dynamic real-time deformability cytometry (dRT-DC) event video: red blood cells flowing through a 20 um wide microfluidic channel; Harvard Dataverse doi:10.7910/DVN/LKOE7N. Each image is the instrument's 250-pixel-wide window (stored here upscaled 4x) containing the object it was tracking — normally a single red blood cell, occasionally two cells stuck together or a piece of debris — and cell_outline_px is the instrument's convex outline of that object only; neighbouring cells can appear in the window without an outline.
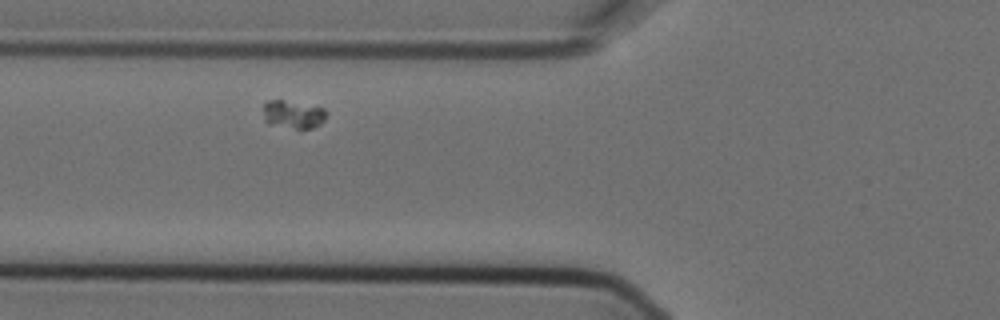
{"species": "Egyptian fruit bat (a non-hibernating species)", "species_latin": "Rousettus aegyptiacus", "temperature_condition": "cold", "stored_images_in_passage": 8, "segment_of_instrument_passage": [2, 2], "camera_frame_rate_fps": 3000, "um_per_image_px": 0.085, "animal": {"sex": "female"}, "frame": {"image": 1, "passage_image": 6, "time_ms": 1.667, "image_size_px": [1000, 320], "cell_outline_px": [[328, 112], [324, 120], [320, 124], [312, 128], [296, 128], [268, 124], [264, 120], [264, 104], [268, 100], [284, 100], [324, 108]], "centroid_in_image_um": [24.92, 9.72], "position_along_channel_um": 100.9, "area_um2": 10.23}}
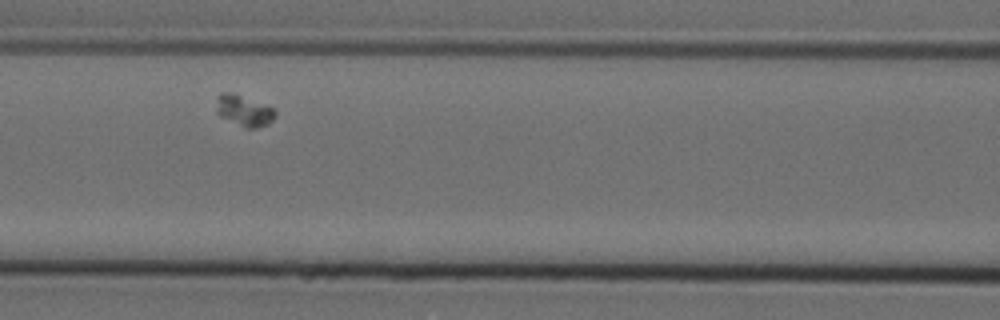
{"frame": {"image": 2, "passage_image": 7, "time_ms": 2.0, "image_size_px": [1000, 320], "cell_outline_px": [[276, 116], [268, 124], [256, 128], [248, 128], [220, 116], [216, 112], [216, 100], [220, 92], [236, 92], [272, 108], [276, 112]], "centroid_in_image_um": [20.72, 9.37], "position_along_channel_um": 145.9, "area_um2": 10.64}}
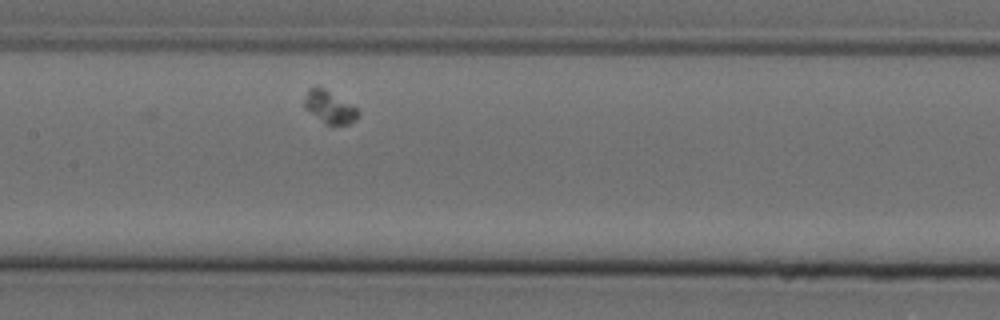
{"frame": {"image": 3, "passage_image": 8, "time_ms": 2.333, "image_size_px": [1000, 320], "cell_outline_px": [[360, 116], [356, 120], [348, 124], [332, 128], [324, 124], [304, 108], [304, 100], [308, 88], [324, 88], [352, 104], [360, 112]], "centroid_in_image_um": [28.04, 9.17], "position_along_channel_um": 179.4, "area_um2": 10.52}}